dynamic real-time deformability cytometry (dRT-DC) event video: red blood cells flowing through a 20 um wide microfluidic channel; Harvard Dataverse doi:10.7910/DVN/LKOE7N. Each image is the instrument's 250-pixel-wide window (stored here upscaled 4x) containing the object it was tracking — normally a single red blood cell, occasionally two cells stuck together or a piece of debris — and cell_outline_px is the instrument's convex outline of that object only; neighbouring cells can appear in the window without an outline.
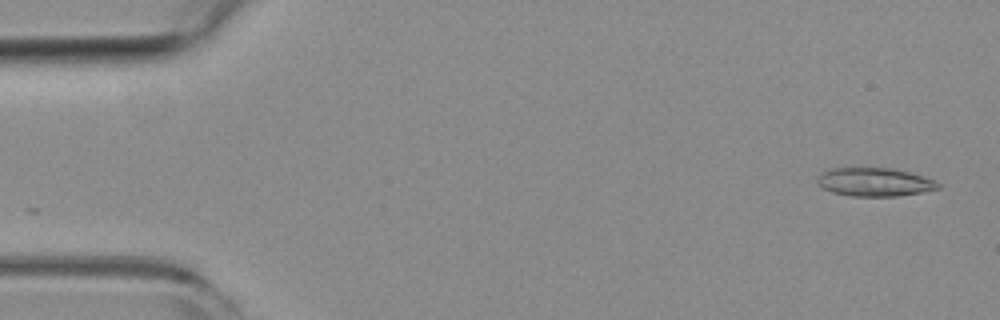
{"species": "common noctule bat (a hibernating species)", "species_latin": "Nyctalus noctula", "temperature_condition": "room temperature", "stored_images_in_passage": 52, "camera_frame_rate_fps": 3000, "um_per_image_px": 0.085, "animal": {"sex": "female", "body_mass_g": 19.3, "forearm_length_mm": 54.1}, "frame": {"image": 1, "passage_image": 1, "time_ms": 0.0, "image_size_px": [1000, 320], "cell_outline_px": [[944, 184], [940, 188], [920, 192], [896, 196], [852, 196], [832, 192], [816, 184], [816, 180], [824, 172], [832, 168], [892, 168], [924, 176], [936, 180]], "centroid_in_image_um": [74.39, 15.47], "position_along_channel_um": 10.6, "area_um2": 20.0}}
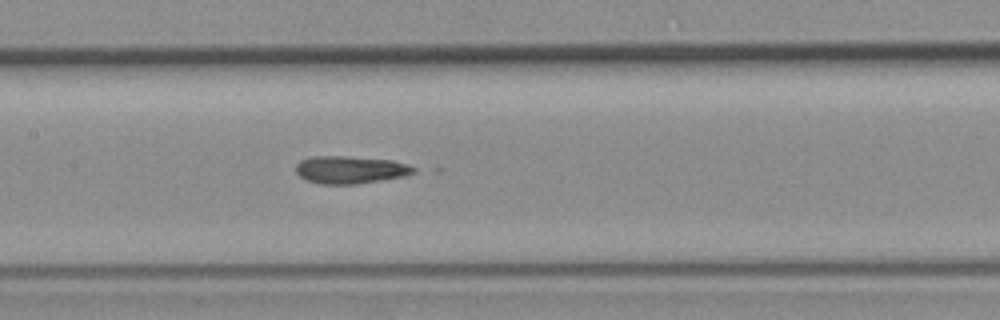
{"frame": {"image": 2, "passage_image": 24, "time_ms": 7.667, "image_size_px": [1000, 320], "cell_outline_px": [[416, 172], [404, 176], [356, 184], [320, 184], [308, 180], [300, 176], [296, 172], [296, 164], [300, 160], [312, 156], [344, 156], [392, 160], [408, 164], [416, 168]], "centroid_in_image_um": [29.78, 14.42], "position_along_channel_um": 177.6, "area_um2": 18.9}}
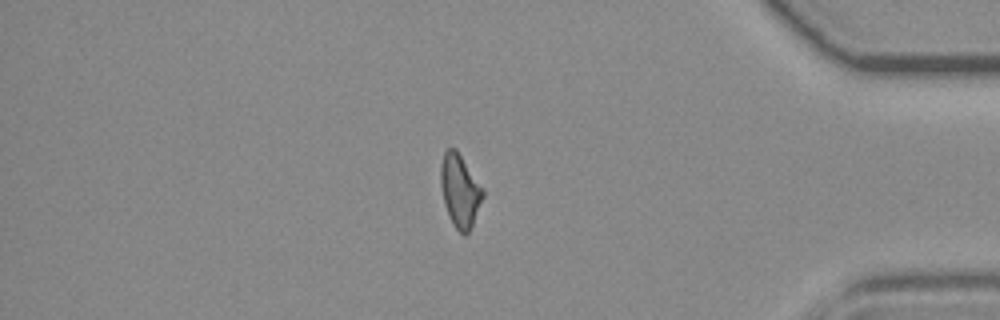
{"frame": {"image": 3, "passage_image": 44, "time_ms": 14.333, "image_size_px": [1000, 320], "cell_outline_px": [[484, 196], [472, 224], [468, 232], [464, 236], [452, 224], [444, 204], [440, 184], [440, 164], [444, 152], [448, 148], [456, 148], [484, 188]], "centroid_in_image_um": [39.09, 16.18], "position_along_channel_um": 396.1, "area_um2": 18.03}, "authors_computed_cell_mechanics": {"area_um2": 18.7272, "velocity_mm_per_s": 3.808, "shape_relaxation_time_tau1_ms": null, "shape_relaxation_time_tau2_ms": 4.506, "deformation_change_tau1": null, "deformation_change_tau2": 0.1406}}